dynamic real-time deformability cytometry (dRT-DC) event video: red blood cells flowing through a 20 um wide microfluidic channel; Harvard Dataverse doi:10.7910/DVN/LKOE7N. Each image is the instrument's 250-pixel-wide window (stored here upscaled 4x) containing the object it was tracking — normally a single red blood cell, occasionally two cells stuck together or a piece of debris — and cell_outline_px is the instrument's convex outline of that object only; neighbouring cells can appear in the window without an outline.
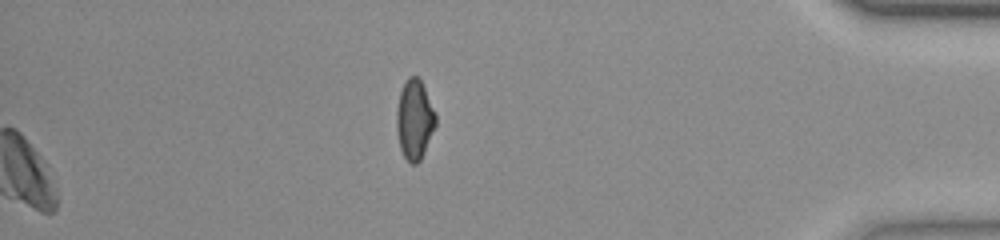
{"species": "common noctule bat (a hibernating species)", "species_latin": "Nyctalus noctula", "temperature_condition": "room temperature", "stored_images_in_passage": 49, "camera_frame_rate_fps": 3000, "um_per_image_px": 0.085, "animal": {"sex": "female", "body_mass_g": 23.0, "forearm_length_mm": 53.4}, "frame": {"image": 1, "passage_image": 49, "time_ms": 16.0, "image_size_px": [1000, 240], "cell_outline_px": [[436, 124], [424, 152], [420, 160], [416, 164], [412, 164], [404, 156], [400, 148], [396, 132], [396, 108], [400, 92], [408, 76], [416, 76], [420, 80], [424, 88], [436, 116]], "centroid_in_image_um": [35.2, 10.18], "position_along_channel_um": 400.0, "area_um2": 17.92}}